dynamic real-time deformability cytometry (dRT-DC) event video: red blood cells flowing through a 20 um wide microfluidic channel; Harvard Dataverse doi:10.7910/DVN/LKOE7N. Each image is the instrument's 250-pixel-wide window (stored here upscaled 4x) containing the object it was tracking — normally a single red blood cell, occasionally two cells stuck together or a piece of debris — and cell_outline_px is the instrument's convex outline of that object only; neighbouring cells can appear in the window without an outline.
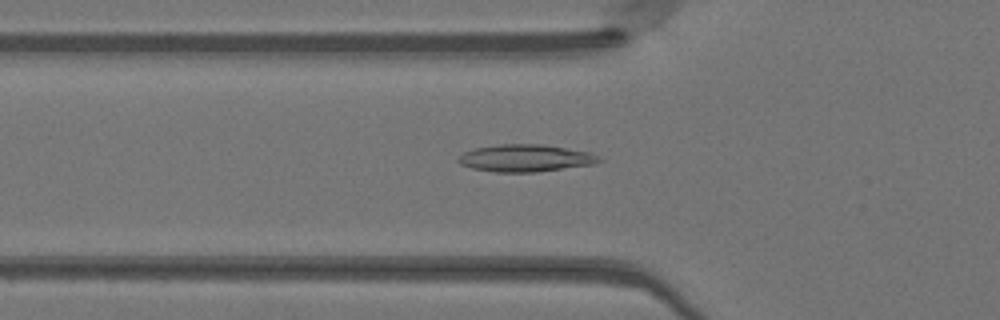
{"species": "Egyptian fruit bat (a non-hibernating species)", "species_latin": "Rousettus aegyptiacus", "temperature_condition": "warm", "stored_images_in_passage": 49, "camera_frame_rate_fps": 3000, "um_per_image_px": 0.085, "animal": {"sex": "female"}, "frame": {"image": 1, "passage_image": 17, "time_ms": 5.333, "image_size_px": [1000, 320], "cell_outline_px": [[604, 160], [592, 164], [536, 172], [496, 172], [472, 168], [460, 164], [456, 160], [464, 152], [476, 148], [500, 144], [544, 144], [592, 152], [600, 156]], "centroid_in_image_um": [44.7, 13.43], "position_along_channel_um": 81.1, "area_um2": 22.37}}
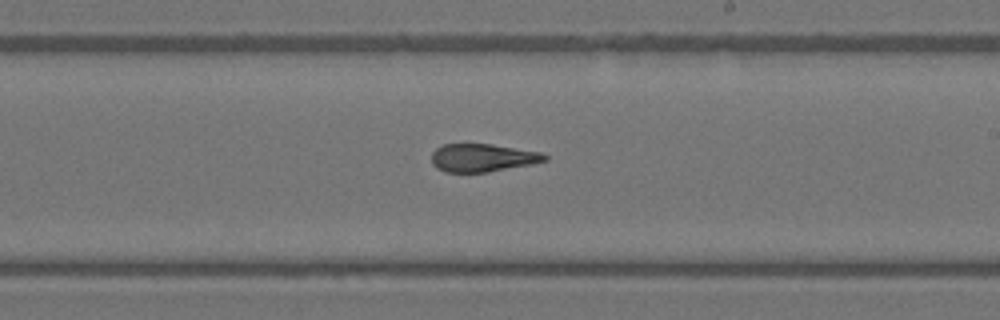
{"frame": {"image": 2, "passage_image": 29, "time_ms": 9.333, "image_size_px": [1000, 320], "cell_outline_px": [[548, 160], [532, 164], [488, 172], [444, 172], [436, 168], [432, 164], [432, 152], [436, 148], [444, 144], [492, 144], [540, 152], [548, 156]], "centroid_in_image_um": [41.01, 13.41], "position_along_channel_um": 248.0, "area_um2": 18.5}}
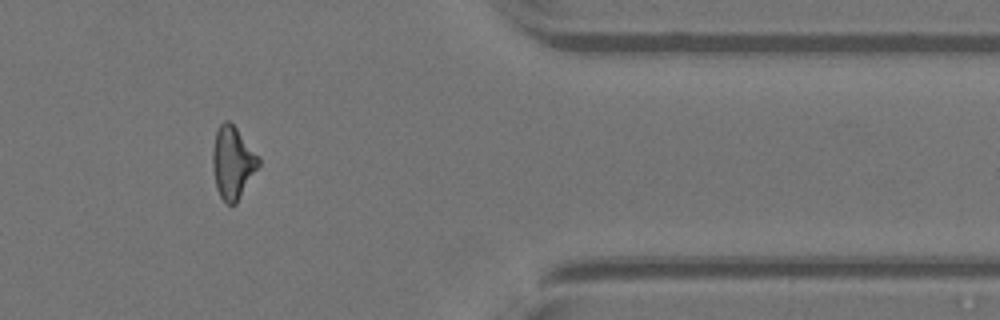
{"frame": {"image": 3, "passage_image": 41, "time_ms": 13.333, "image_size_px": [1000, 320], "cell_outline_px": [[260, 164], [236, 204], [224, 204], [216, 188], [212, 168], [212, 148], [216, 132], [220, 124], [224, 120], [228, 120], [236, 128], [260, 156]], "centroid_in_image_um": [19.77, 13.83], "position_along_channel_um": 391.6, "area_um2": 19.54}, "authors_computed_cell_mechanics": {"area_um2": 19.9988, "velocity_mm_per_s": 4.1506, "shape_relaxation_time_tau1_ms": null, "shape_relaxation_time_tau2_ms": 1.8399, "deformation_change_tau1": null, "deformation_change_tau2": 0.0957}}